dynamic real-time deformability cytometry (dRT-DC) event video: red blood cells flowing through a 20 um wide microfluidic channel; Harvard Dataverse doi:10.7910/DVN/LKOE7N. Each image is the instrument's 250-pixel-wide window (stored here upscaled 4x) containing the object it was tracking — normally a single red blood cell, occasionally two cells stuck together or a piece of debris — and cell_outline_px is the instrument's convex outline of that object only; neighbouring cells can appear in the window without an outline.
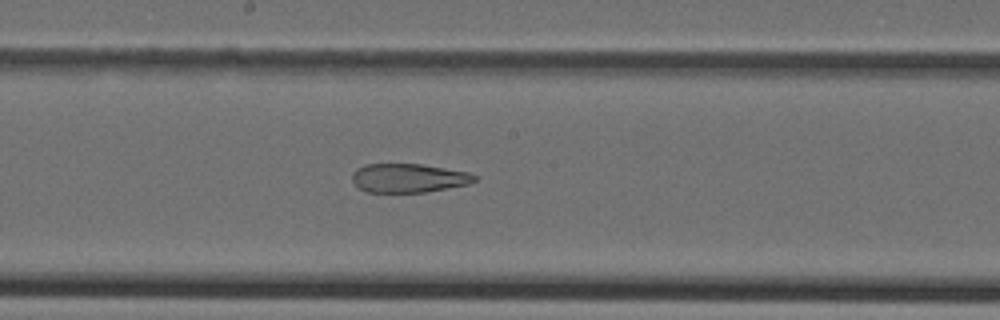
{"species": "Egyptian fruit bat (a non-hibernating species)", "species_latin": "Rousettus aegyptiacus", "temperature_condition": "cold", "stored_images_in_passage": 23, "camera_frame_rate_fps": 3000, "um_per_image_px": 0.085, "animal": {"sex": "female"}, "frame": {"image": 1, "passage_image": 18, "time_ms": 5.667, "image_size_px": [1000, 320], "cell_outline_px": [[476, 180], [468, 184], [424, 192], [364, 192], [352, 180], [352, 172], [356, 168], [364, 164], [420, 164], [468, 172], [476, 176]], "centroid_in_image_um": [34.68, 15.13], "position_along_channel_um": 213.5, "area_um2": 20.46}}
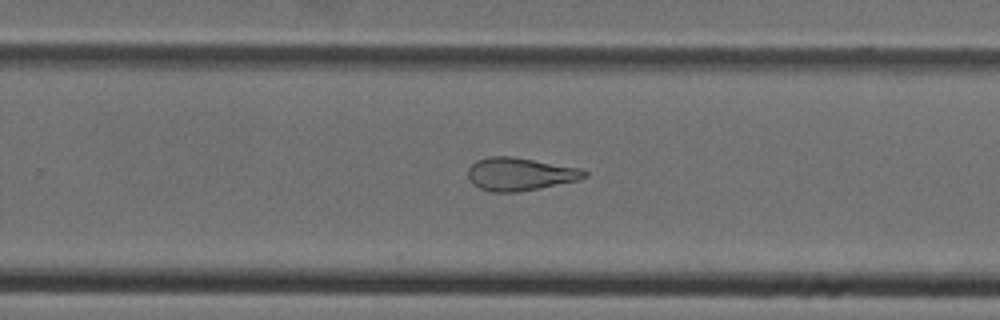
{"frame": {"image": 2, "passage_image": 23, "time_ms": 7.333, "image_size_px": [1000, 320], "cell_outline_px": [[588, 176], [580, 180], [540, 188], [516, 192], [492, 192], [480, 188], [472, 184], [468, 180], [468, 168], [476, 160], [488, 156], [512, 156], [580, 168], [588, 172]], "centroid_in_image_um": [44.19, 14.79], "position_along_channel_um": 285.6, "area_um2": 22.54}}